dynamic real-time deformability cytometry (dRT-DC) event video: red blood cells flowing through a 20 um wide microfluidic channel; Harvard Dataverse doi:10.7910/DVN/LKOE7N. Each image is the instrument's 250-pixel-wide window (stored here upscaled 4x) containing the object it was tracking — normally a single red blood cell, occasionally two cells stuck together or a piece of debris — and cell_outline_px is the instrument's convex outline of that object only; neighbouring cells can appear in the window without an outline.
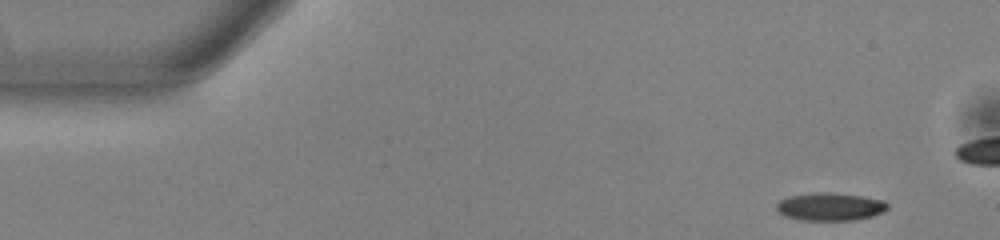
{"species": "common noctule bat (a hibernating species)", "species_latin": "Nyctalus noctula", "temperature_condition": "warm", "stored_images_in_passage": 43, "camera_frame_rate_fps": 3000, "um_per_image_px": 0.085, "animal": {"sex": "male", "body_mass_g": 13.0, "forearm_length_mm": 53.1}, "frame": {"image": 1, "passage_image": 1, "time_ms": 0.0, "image_size_px": [1000, 240], "cell_outline_px": [[888, 208], [884, 212], [872, 216], [856, 220], [800, 220], [784, 216], [776, 212], [776, 204], [780, 200], [788, 196], [816, 192], [832, 192], [860, 196], [884, 200], [888, 204]], "centroid_in_image_um": [70.54, 17.57], "position_along_channel_um": 14.5, "area_um2": 18.26}}
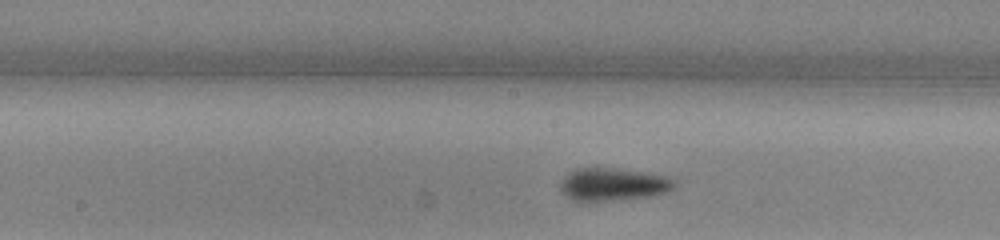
{"frame": {"image": 2, "passage_image": 23, "time_ms": 7.333, "image_size_px": [1000, 240], "cell_outline_px": [[676, 188], [668, 192], [656, 196], [612, 200], [572, 200], [560, 192], [560, 184], [564, 176], [568, 172], [576, 168], [612, 168], [644, 172], [668, 176], [676, 184]], "centroid_in_image_um": [52.13, 15.67], "position_along_channel_um": 196.1, "area_um2": 21.91}}
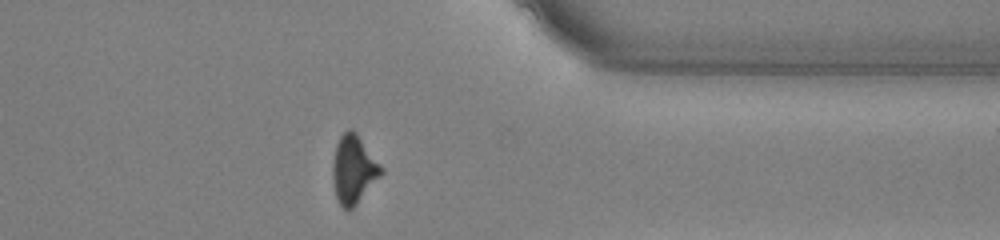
{"frame": {"image": 3, "passage_image": 38, "time_ms": 12.333, "image_size_px": [1000, 240], "cell_outline_px": [[384, 172], [356, 204], [348, 212], [336, 200], [332, 180], [332, 164], [336, 144], [340, 136], [348, 128], [352, 128], [356, 132], [384, 168]], "centroid_in_image_um": [30.04, 14.39], "position_along_channel_um": 381.4, "area_um2": 19.48}, "authors_computed_cell_mechanics": {"area_um2": 19.5364, "velocity_mm_per_s": 3.9459, "shape_relaxation_time_tau1_ms": 2.2429, "shape_relaxation_time_tau2_ms": 3.6218, "deformation_change_tau1": 0.1223, "deformation_change_tau2": 0.1136}}